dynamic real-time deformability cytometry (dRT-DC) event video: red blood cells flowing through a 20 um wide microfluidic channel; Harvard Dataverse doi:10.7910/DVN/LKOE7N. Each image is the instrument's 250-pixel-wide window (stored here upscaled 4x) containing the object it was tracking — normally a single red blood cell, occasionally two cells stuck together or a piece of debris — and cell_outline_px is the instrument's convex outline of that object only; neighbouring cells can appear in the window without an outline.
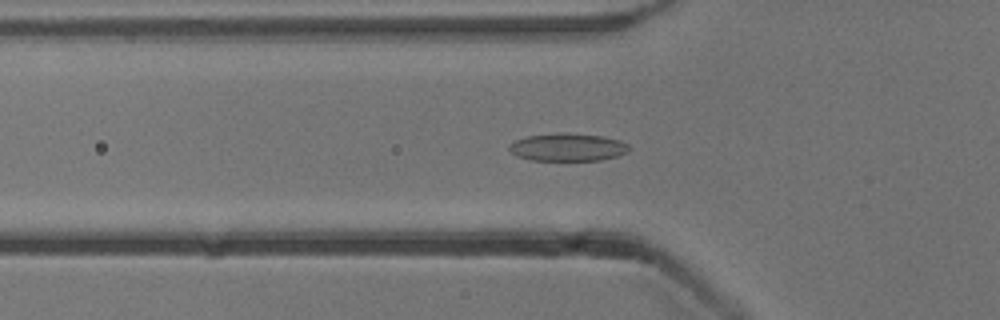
{"species": "common noctule bat (a hibernating species)", "species_latin": "Nyctalus noctula", "temperature_condition": "cold", "stored_images_in_passage": 53, "camera_frame_rate_fps": 3000, "um_per_image_px": 0.085, "animal": {"sex": "male", "body_mass_g": 13.3}, "frame": {"image": 1, "passage_image": 18, "time_ms": 5.667, "image_size_px": [1000, 320], "cell_outline_px": [[628, 152], [616, 156], [600, 160], [532, 160], [516, 156], [508, 148], [508, 144], [516, 140], [528, 136], [564, 132], [600, 136], [620, 140], [628, 144]], "centroid_in_image_um": [48.23, 12.51], "position_along_channel_um": 77.6, "area_um2": 19.25}}
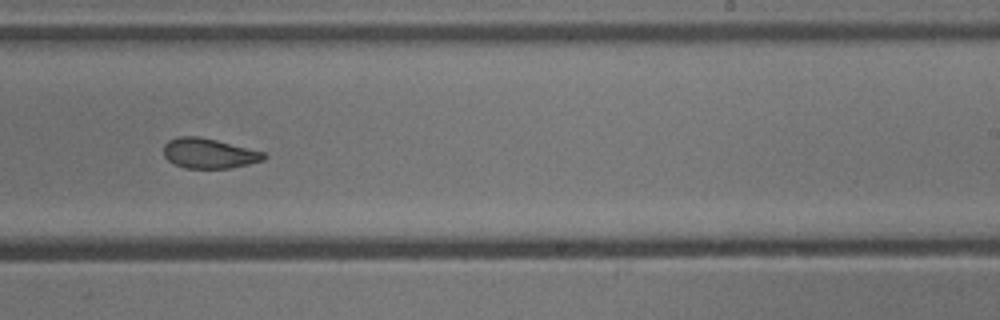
{"frame": {"image": 2, "passage_image": 33, "time_ms": 10.667, "image_size_px": [1000, 320], "cell_outline_px": [[268, 156], [264, 160], [232, 168], [184, 168], [172, 164], [164, 156], [164, 144], [168, 140], [180, 136], [196, 136], [216, 140], [264, 152]], "centroid_in_image_um": [17.74, 13.04], "position_along_channel_um": 271.3, "area_um2": 17.57}}
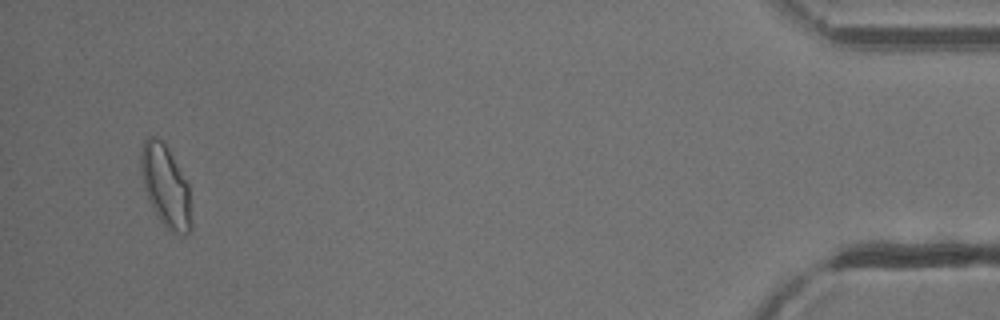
{"frame": {"image": 3, "passage_image": 51, "time_ms": 16.667, "image_size_px": [1000, 320], "cell_outline_px": [[192, 228], [184, 236], [172, 232], [160, 220], [144, 188], [140, 172], [140, 152], [144, 140], [148, 136], [152, 136], [160, 140], [164, 144], [172, 156], [188, 184], [192, 224]], "centroid_in_image_um": [14.08, 15.83], "position_along_channel_um": 421.1, "area_um2": 23.64}, "authors_computed_cell_mechanics": {"area_um2": 19.2474, "velocity_mm_per_s": 3.8607, "shape_relaxation_time_tau1_ms": 5.8358, "shape_relaxation_time_tau2_ms": 1.9538, "deformation_change_tau1": 0.1615, "deformation_change_tau2": 0.0832}}